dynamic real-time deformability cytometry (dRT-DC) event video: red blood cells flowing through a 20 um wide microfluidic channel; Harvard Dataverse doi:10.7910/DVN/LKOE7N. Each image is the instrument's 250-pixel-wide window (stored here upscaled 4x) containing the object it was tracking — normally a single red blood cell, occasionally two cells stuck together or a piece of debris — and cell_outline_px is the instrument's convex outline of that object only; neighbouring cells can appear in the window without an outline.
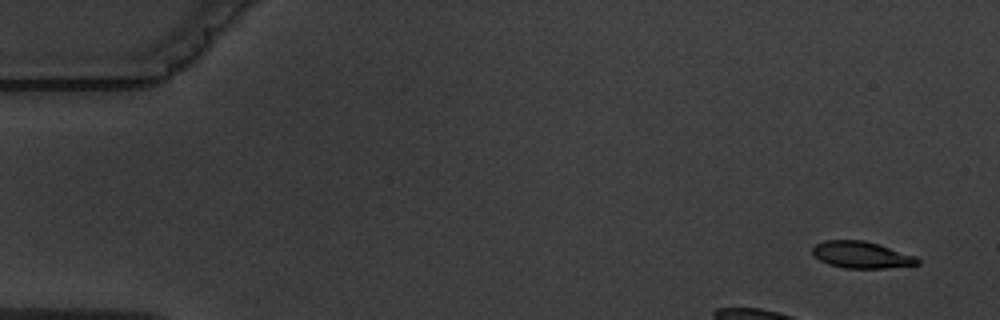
{"species": "common noctule bat (a hibernating species)", "species_latin": "Nyctalus noctula", "temperature_condition": "warm", "stored_images_in_passage": 5, "camera_frame_rate_fps": 3000, "um_per_image_px": 0.085, "animal": {"sex": "male", "body_mass_g": 19.5, "forearm_length_mm": 54.6}, "frame": {"image": 1, "passage_image": 1, "time_ms": 0.0, "image_size_px": [1000, 320], "cell_outline_px": [[920, 264], [884, 268], [844, 268], [828, 264], [812, 256], [812, 248], [816, 244], [824, 240], [864, 240], [880, 244], [916, 256], [920, 260]], "centroid_in_image_um": [73.21, 21.65], "position_along_channel_um": 11.8, "area_um2": 16.53}}